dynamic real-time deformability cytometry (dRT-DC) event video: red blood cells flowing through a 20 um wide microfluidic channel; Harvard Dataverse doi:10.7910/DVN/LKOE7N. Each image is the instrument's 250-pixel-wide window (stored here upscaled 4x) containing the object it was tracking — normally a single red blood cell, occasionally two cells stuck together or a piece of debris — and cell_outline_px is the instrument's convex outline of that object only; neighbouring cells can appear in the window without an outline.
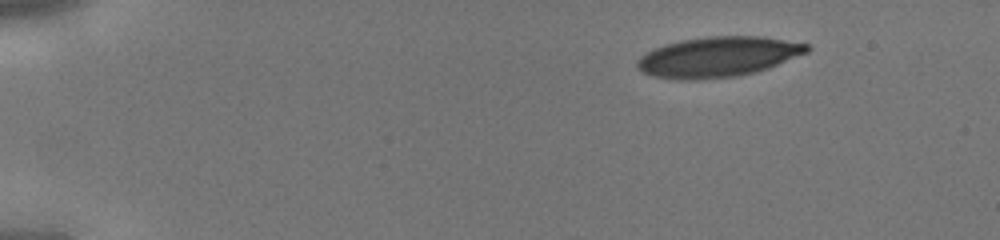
{"species": "human", "species_latin": "Homo sapiens", "temperature_condition": "cold", "stored_images_in_passage": 39, "camera_frame_rate_fps": 3000, "um_per_image_px": 0.085, "donor": {"sex": "male"}, "frame": {"image": 1, "passage_image": 1, "time_ms": 0.0, "image_size_px": [1000, 240], "cell_outline_px": [[812, 48], [808, 52], [768, 68], [756, 72], [736, 76], [696, 80], [676, 80], [652, 76], [636, 68], [636, 60], [640, 56], [652, 48], [664, 44], [680, 40], [708, 36], [760, 36], [808, 44]], "centroid_in_image_um": [60.98, 4.83], "position_along_channel_um": 24.0, "area_um2": 40.06}}
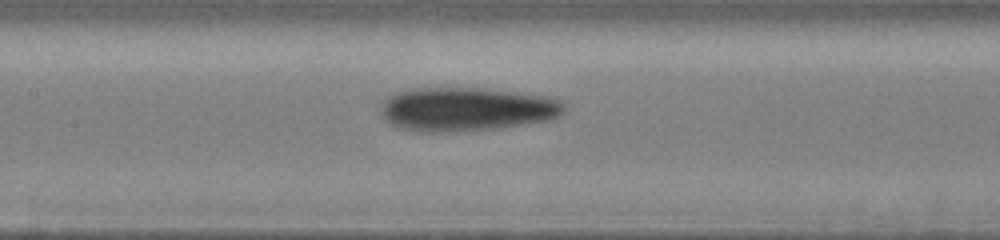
{"frame": {"image": 2, "passage_image": 17, "time_ms": 5.333, "image_size_px": [1000, 240], "cell_outline_px": [[564, 112], [560, 116], [548, 120], [492, 128], [436, 132], [416, 132], [396, 128], [384, 120], [380, 112], [380, 108], [384, 100], [388, 96], [396, 92], [412, 88], [484, 88], [520, 92], [544, 96], [556, 100], [564, 104]], "centroid_in_image_um": [39.56, 9.27], "position_along_channel_um": 167.8, "area_um2": 46.7}}
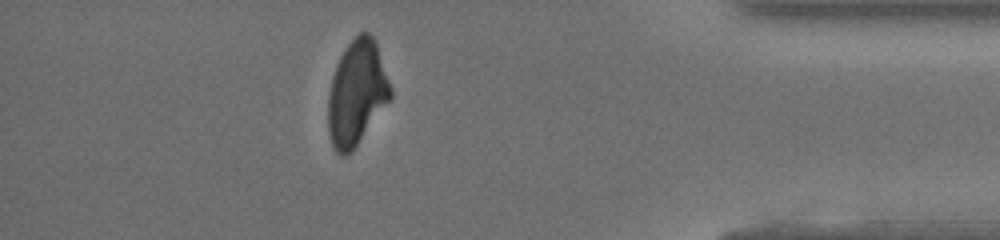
{"frame": {"image": 3, "passage_image": 34, "time_ms": 11.0, "image_size_px": [1000, 240], "cell_outline_px": [[392, 96], [356, 144], [344, 156], [340, 156], [336, 152], [332, 144], [328, 132], [328, 96], [332, 76], [340, 56], [348, 44], [360, 32], [368, 32], [376, 40], [392, 88]], "centroid_in_image_um": [30.32, 7.85], "position_along_channel_um": 404.9, "area_um2": 37.63}}